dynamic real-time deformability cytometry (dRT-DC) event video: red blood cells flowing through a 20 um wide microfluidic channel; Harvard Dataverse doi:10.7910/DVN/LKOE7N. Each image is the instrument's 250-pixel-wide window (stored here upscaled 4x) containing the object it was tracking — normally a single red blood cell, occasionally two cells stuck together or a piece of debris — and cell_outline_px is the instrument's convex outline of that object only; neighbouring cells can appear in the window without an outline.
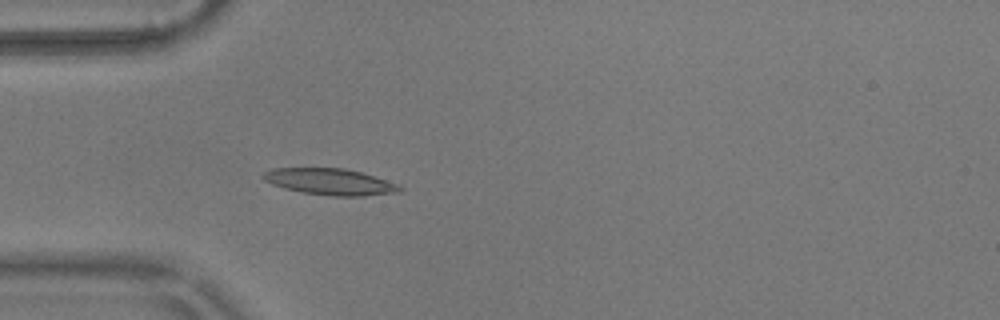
{"species": "common noctule bat (a hibernating species)", "species_latin": "Nyctalus noctula", "temperature_condition": "warm", "stored_images_in_passage": 55, "camera_frame_rate_fps": 3000, "um_per_image_px": 0.085, "animal": {"sex": "male", "body_mass_g": 17.9}, "frame": {"image": 1, "passage_image": 16, "time_ms": 5.0, "image_size_px": [1000, 320], "cell_outline_px": [[404, 188], [400, 192], [364, 196], [332, 196], [304, 192], [284, 188], [272, 184], [264, 180], [260, 176], [264, 172], [272, 168], [344, 168], [360, 172], [400, 184]], "centroid_in_image_um": [28.07, 15.45], "position_along_channel_um": 56.9, "area_um2": 21.04}}
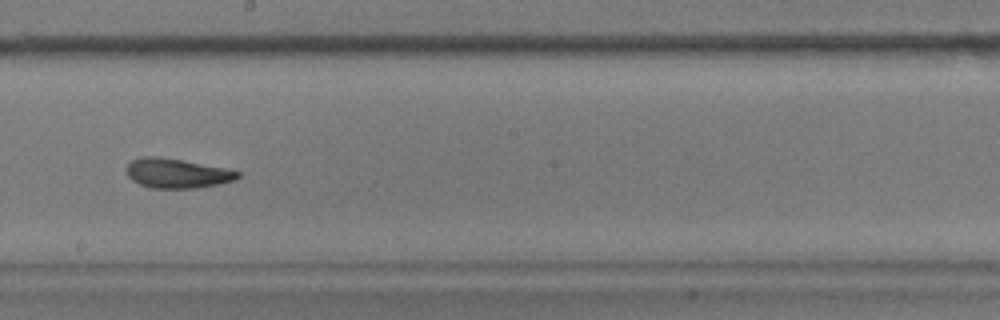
{"frame": {"image": 2, "passage_image": 31, "time_ms": 10.0, "image_size_px": [1000, 320], "cell_outline_px": [[240, 176], [236, 180], [220, 184], [196, 188], [152, 188], [140, 184], [132, 180], [128, 176], [124, 168], [132, 160], [140, 156], [160, 156], [184, 160], [224, 168], [240, 172]], "centroid_in_image_um": [15.02, 14.72], "position_along_channel_um": 233.2, "area_um2": 19.36}}
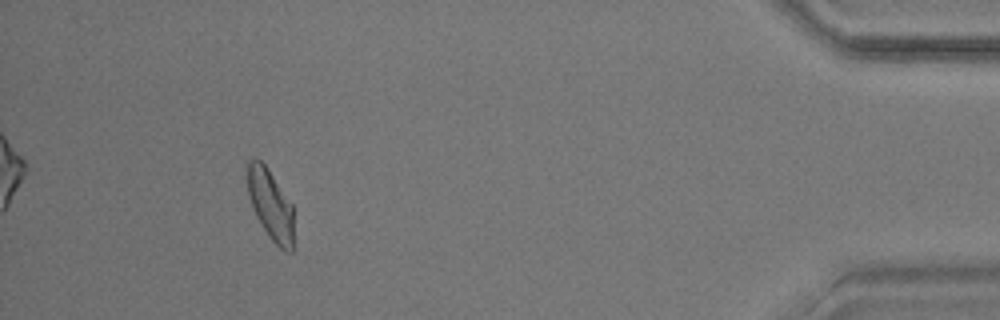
{"frame": {"image": 3, "passage_image": 51, "time_ms": 16.667, "image_size_px": [1000, 320], "cell_outline_px": [[292, 252], [288, 252], [280, 248], [268, 236], [260, 224], [252, 208], [248, 196], [244, 176], [244, 164], [252, 156], [256, 156], [268, 168], [292, 204]], "centroid_in_image_um": [22.89, 17.27], "position_along_channel_um": 412.3, "area_um2": 19.65}, "authors_computed_cell_mechanics": {"area_um2": 19.652, "velocity_mm_per_s": 3.5995, "shape_relaxation_time_tau1_ms": 6.8786, "shape_relaxation_time_tau2_ms": 2.3802, "deformation_change_tau1": 0.1626, "deformation_change_tau2": 0.0947}}